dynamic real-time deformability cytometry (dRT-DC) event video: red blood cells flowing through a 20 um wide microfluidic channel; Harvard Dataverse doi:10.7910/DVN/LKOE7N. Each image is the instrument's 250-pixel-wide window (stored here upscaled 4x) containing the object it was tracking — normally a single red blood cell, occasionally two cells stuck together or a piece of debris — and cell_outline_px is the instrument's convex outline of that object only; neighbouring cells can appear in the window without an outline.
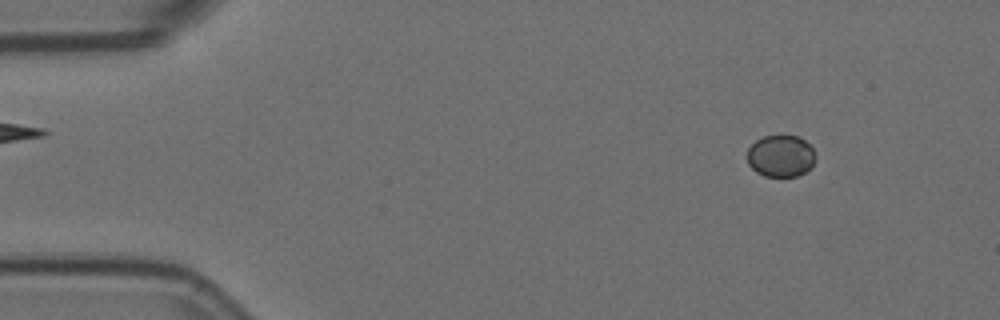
{"species": "Egyptian fruit bat (a non-hibernating species)", "species_latin": "Rousettus aegyptiacus", "temperature_condition": "room temperature", "stored_images_in_passage": 57, "camera_frame_rate_fps": 3000, "um_per_image_px": 0.085, "animal": {"sex": "female"}, "frame": {"image": 1, "passage_image": 7, "time_ms": 2.0, "image_size_px": [1000, 320], "cell_outline_px": [[816, 160], [804, 172], [796, 176], [764, 176], [756, 172], [748, 164], [748, 148], [756, 140], [764, 136], [800, 136], [812, 148], [816, 156]], "centroid_in_image_um": [66.36, 13.26], "position_along_channel_um": 18.6, "area_um2": 16.53}}
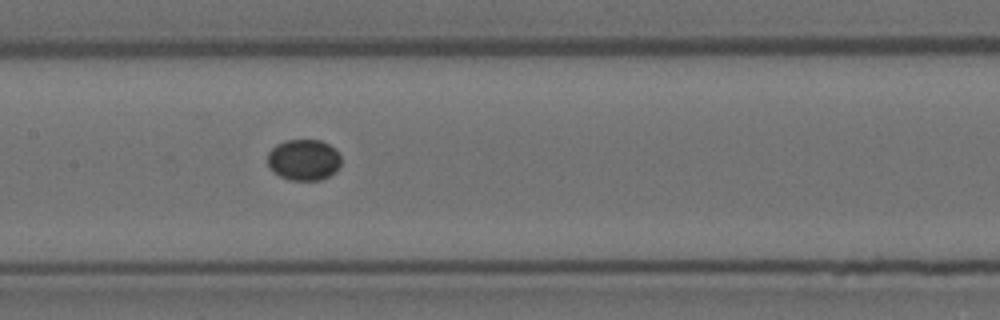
{"frame": {"image": 2, "passage_image": 28, "time_ms": 9.0, "image_size_px": [1000, 320], "cell_outline_px": [[340, 168], [328, 176], [320, 180], [288, 180], [272, 172], [268, 168], [268, 152], [276, 144], [284, 140], [320, 140], [336, 148], [340, 156]], "centroid_in_image_um": [25.8, 13.58], "position_along_channel_um": 181.6, "area_um2": 17.86}}
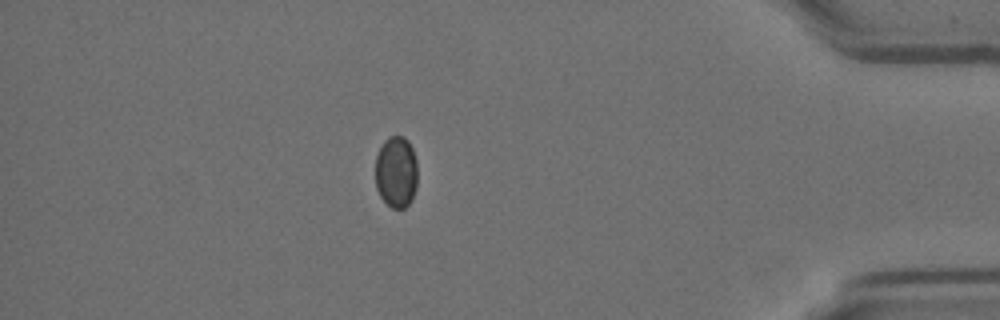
{"frame": {"image": 3, "passage_image": 50, "time_ms": 16.333, "image_size_px": [1000, 320], "cell_outline_px": [[416, 188], [408, 204], [404, 208], [392, 208], [380, 196], [376, 188], [376, 156], [384, 140], [388, 136], [404, 136], [408, 140], [412, 148], [416, 160]], "centroid_in_image_um": [33.67, 14.59], "position_along_channel_um": 401.5, "area_um2": 17.51}}